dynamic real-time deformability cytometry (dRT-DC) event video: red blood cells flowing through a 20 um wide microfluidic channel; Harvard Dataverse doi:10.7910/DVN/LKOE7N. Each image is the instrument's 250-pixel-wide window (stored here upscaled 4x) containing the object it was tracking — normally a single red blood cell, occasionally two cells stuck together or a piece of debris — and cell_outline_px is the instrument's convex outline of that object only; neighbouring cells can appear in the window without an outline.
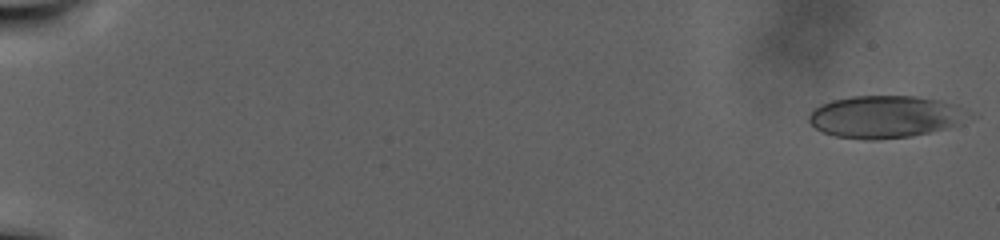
{"species": "human", "species_latin": "Homo sapiens", "temperature_condition": "warm", "stored_images_in_passage": 107, "camera_frame_rate_fps": 3000, "um_per_image_px": 0.085, "donor": {"sex": "male"}, "frame": {"image": 1, "passage_image": 1, "time_ms": 0.0, "image_size_px": [1000, 240], "cell_outline_px": [[968, 116], [960, 124], [948, 128], [912, 136], [880, 140], [864, 140], [836, 136], [824, 132], [816, 128], [808, 120], [808, 116], [812, 108], [820, 104], [832, 100], [852, 96], [916, 96], [940, 100], [956, 104], [968, 112]], "centroid_in_image_um": [75.22, 9.92], "position_along_channel_um": 9.8, "area_um2": 39.59}}
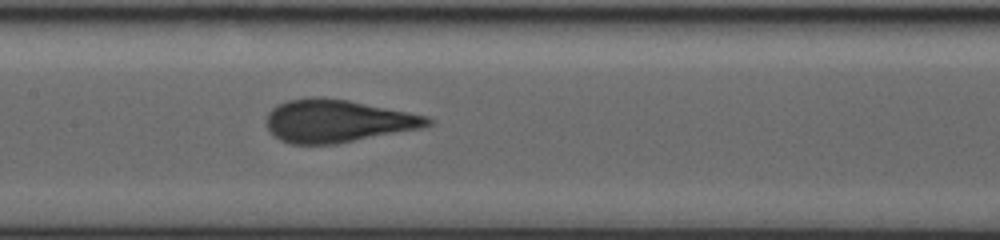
{"frame": {"image": 2, "passage_image": 57, "time_ms": 18.667, "image_size_px": [1000, 240], "cell_outline_px": [[436, 120], [432, 124], [424, 128], [336, 144], [292, 144], [280, 140], [268, 132], [268, 112], [276, 104], [288, 100], [312, 96], [324, 96], [348, 100], [428, 116]], "centroid_in_image_um": [28.71, 10.28], "position_along_channel_um": 178.7, "area_um2": 40.52}}
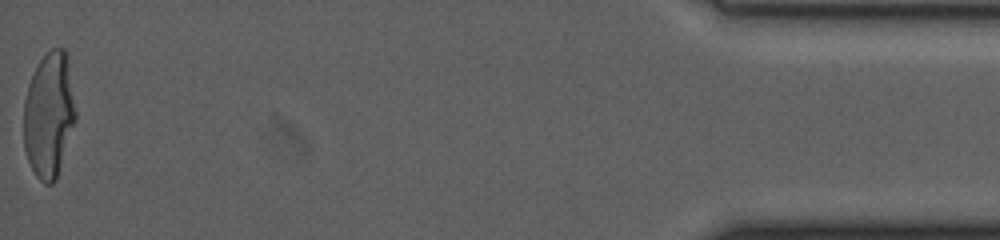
{"frame": {"image": 3, "passage_image": 107, "time_ms": 35.333, "image_size_px": [1000, 240], "cell_outline_px": [[76, 120], [56, 180], [52, 184], [44, 184], [36, 176], [28, 160], [24, 148], [24, 100], [28, 84], [40, 60], [52, 48], [64, 48], [68, 56], [76, 112]], "centroid_in_image_um": [4.18, 9.77], "position_along_channel_um": 431.0, "area_um2": 38.03}}